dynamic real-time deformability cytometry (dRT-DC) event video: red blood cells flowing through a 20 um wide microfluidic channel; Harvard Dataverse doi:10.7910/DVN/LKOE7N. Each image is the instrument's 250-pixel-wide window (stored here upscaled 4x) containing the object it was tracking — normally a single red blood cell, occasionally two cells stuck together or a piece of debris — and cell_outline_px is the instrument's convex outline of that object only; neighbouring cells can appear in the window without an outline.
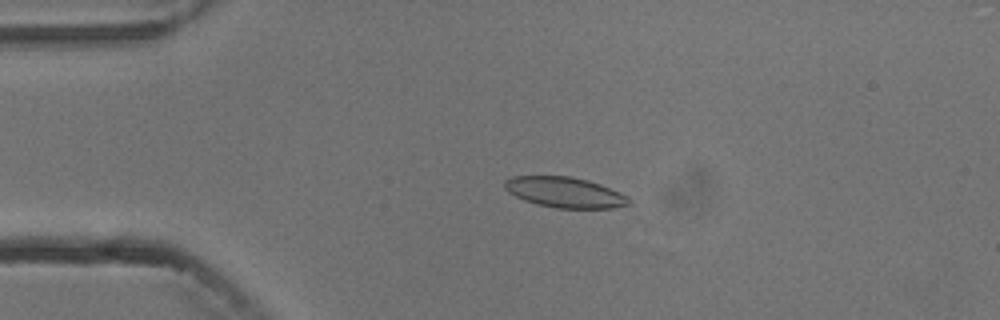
{"species": "common noctule bat (a hibernating species)", "species_latin": "Nyctalus noctula", "temperature_condition": "cold", "stored_images_in_passage": 2, "camera_frame_rate_fps": 3000, "um_per_image_px": 0.085, "animal": {"sex": "male", "body_mass_g": 13.3}, "frame": {"image": 1, "passage_image": 1, "time_ms": 0.0, "image_size_px": [1000, 320], "cell_outline_px": [[632, 204], [612, 208], [556, 208], [536, 204], [524, 200], [508, 192], [504, 188], [504, 180], [512, 176], [568, 176], [588, 180], [600, 184], [620, 192], [628, 196], [632, 200]], "centroid_in_image_um": [48.03, 16.35], "position_along_channel_um": 37.0, "area_um2": 22.25}}